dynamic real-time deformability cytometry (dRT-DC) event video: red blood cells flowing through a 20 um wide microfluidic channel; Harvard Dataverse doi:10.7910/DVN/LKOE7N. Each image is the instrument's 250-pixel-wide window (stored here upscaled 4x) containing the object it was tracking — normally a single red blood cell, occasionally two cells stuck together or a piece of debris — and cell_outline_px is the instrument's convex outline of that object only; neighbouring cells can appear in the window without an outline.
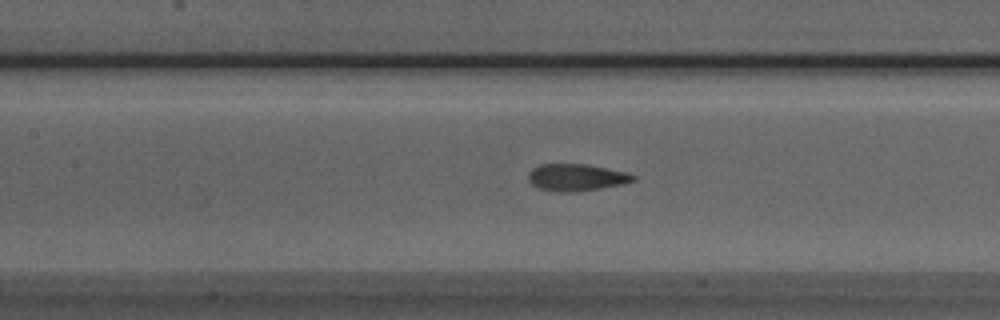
{"species": "Egyptian fruit bat (a non-hibernating species)", "species_latin": "Rousettus aegyptiacus", "temperature_condition": "room temperature", "stored_images_in_passage": 37, "camera_frame_rate_fps": 3000, "um_per_image_px": 0.085, "animal": {"sex": "male"}, "frame": {"image": 1, "passage_image": 8, "time_ms": 2.333, "image_size_px": [1000, 320], "cell_outline_px": [[636, 180], [620, 184], [600, 188], [576, 192], [560, 192], [540, 188], [532, 184], [528, 180], [528, 172], [532, 168], [540, 164], [588, 164], [628, 172], [636, 176]], "centroid_in_image_um": [48.99, 15.07], "position_along_channel_um": 158.4, "area_um2": 16.53}}
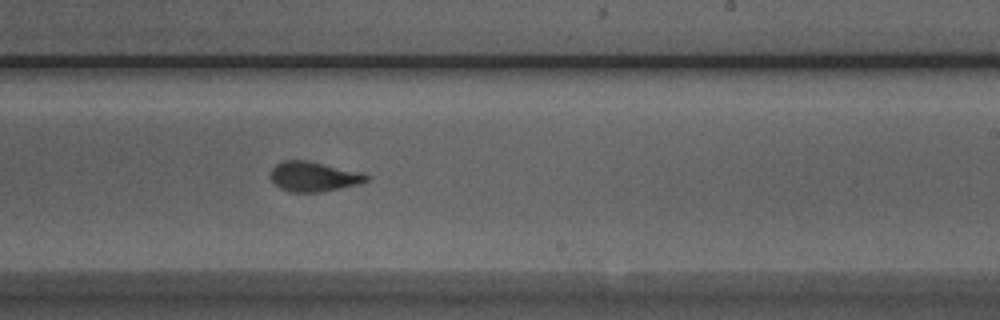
{"frame": {"image": 2, "passage_image": 16, "time_ms": 5.0, "image_size_px": [1000, 320], "cell_outline_px": [[368, 180], [360, 184], [320, 192], [288, 192], [280, 188], [268, 176], [272, 168], [276, 164], [284, 160], [308, 160], [364, 172], [368, 176]], "centroid_in_image_um": [26.66, 15.0], "position_along_channel_um": 262.3, "area_um2": 16.94}}
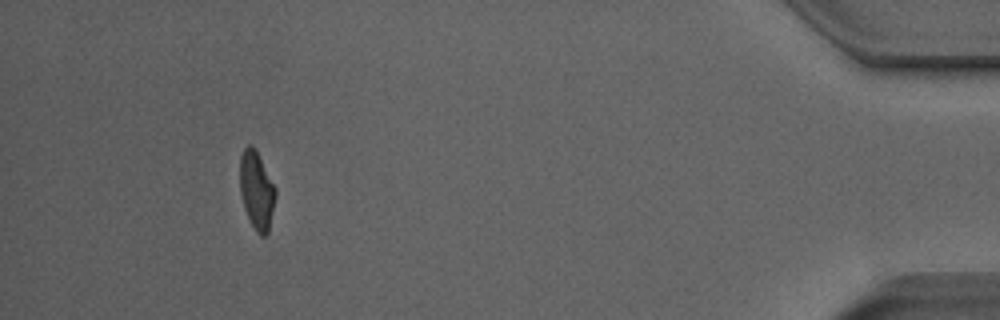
{"frame": {"image": 3, "passage_image": 33, "time_ms": 10.667, "image_size_px": [1000, 320], "cell_outline_px": [[276, 196], [268, 232], [264, 236], [260, 236], [256, 232], [244, 208], [240, 192], [240, 156], [244, 148], [248, 144], [252, 144], [256, 148], [276, 188]], "centroid_in_image_um": [21.81, 16.13], "position_along_channel_um": 413.4, "area_um2": 16.3}, "authors_computed_cell_mechanics": {"area_um2": 16.9354, "velocity_mm_per_s": 3.9114, "shape_relaxation_time_tau1_ms": 3.4775, "shape_relaxation_time_tau2_ms": 1.1519, "deformation_change_tau1": 0.1606, "deformation_change_tau2": 0.0676}}